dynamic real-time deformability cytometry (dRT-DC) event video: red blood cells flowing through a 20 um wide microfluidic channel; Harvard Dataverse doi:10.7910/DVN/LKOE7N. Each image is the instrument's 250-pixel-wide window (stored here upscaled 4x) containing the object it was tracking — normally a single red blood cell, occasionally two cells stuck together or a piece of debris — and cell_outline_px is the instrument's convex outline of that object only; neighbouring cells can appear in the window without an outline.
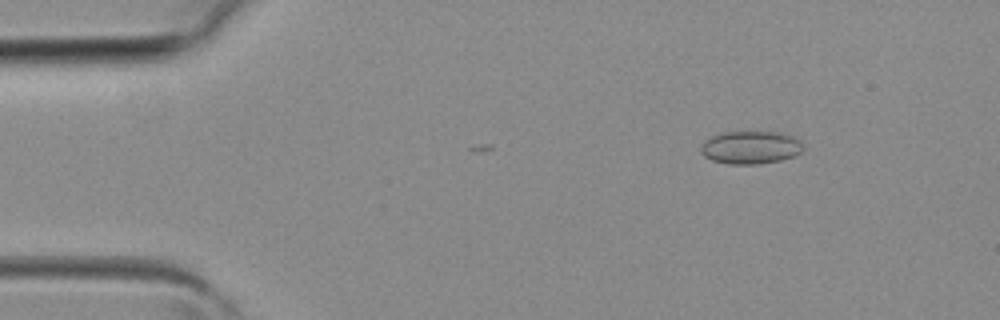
{"species": "common noctule bat (a hibernating species)", "species_latin": "Nyctalus noctula", "temperature_condition": "room temperature", "stored_images_in_passage": 2, "camera_frame_rate_fps": 3000, "um_per_image_px": 0.085, "animal": {"sex": "female", "body_mass_g": 19.3, "forearm_length_mm": 54.1}, "frame": {"image": 1, "passage_image": 1, "time_ms": 0.0, "image_size_px": [1000, 320], "cell_outline_px": [[804, 148], [796, 156], [780, 160], [756, 164], [728, 164], [712, 160], [704, 156], [700, 152], [700, 144], [704, 140], [712, 136], [724, 132], [760, 128], [784, 132], [796, 136], [800, 140]], "centroid_in_image_um": [63.83, 12.46], "position_along_channel_um": 21.2, "area_um2": 20.81}}